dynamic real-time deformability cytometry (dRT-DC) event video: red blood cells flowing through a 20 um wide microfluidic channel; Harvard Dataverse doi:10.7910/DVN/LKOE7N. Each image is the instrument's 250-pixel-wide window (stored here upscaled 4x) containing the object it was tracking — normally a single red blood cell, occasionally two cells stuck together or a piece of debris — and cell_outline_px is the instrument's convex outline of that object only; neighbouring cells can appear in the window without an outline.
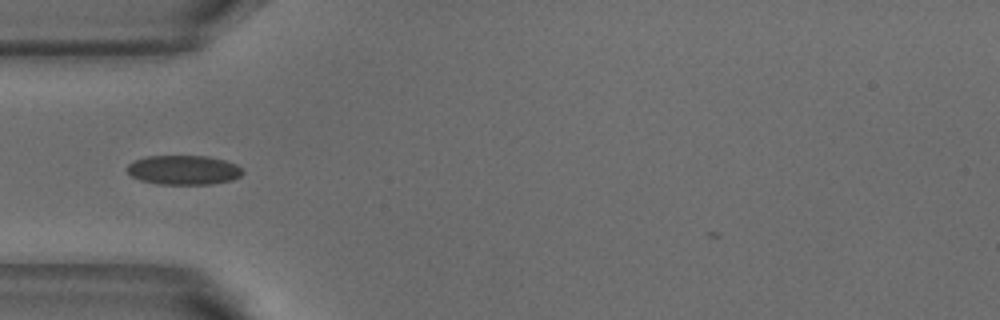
{"species": "common noctule bat (a hibernating species)", "species_latin": "Nyctalus noctula", "temperature_condition": "warm", "stored_images_in_passage": 4, "camera_frame_rate_fps": 3000, "um_per_image_px": 0.085, "animal": {"sex": "male", "body_mass_g": 18.8}, "frame": {"image": 1, "passage_image": 2, "time_ms": 0.333, "image_size_px": [1000, 320], "cell_outline_px": [[244, 172], [240, 176], [232, 180], [212, 184], [156, 184], [140, 180], [132, 176], [124, 168], [128, 164], [136, 160], [148, 156], [208, 156], [224, 160], [236, 164], [244, 168]], "centroid_in_image_um": [15.62, 14.45], "position_along_channel_um": 69.4, "area_um2": 19.94}}
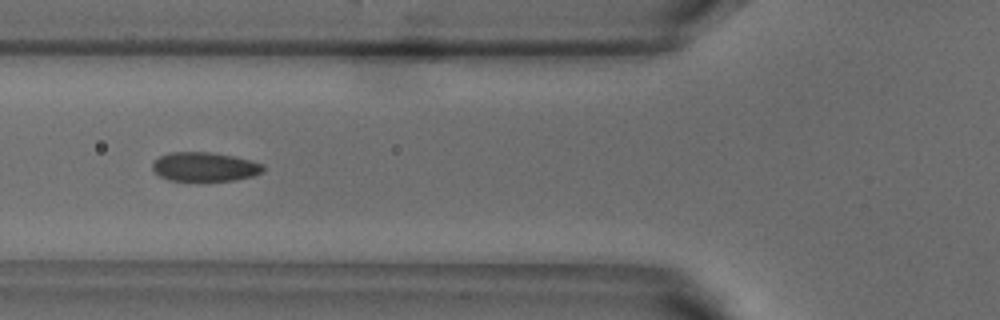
{"frame": {"image": 2, "passage_image": 3, "time_ms": 0.667, "image_size_px": [1000, 320], "cell_outline_px": [[264, 172], [252, 176], [236, 180], [168, 180], [160, 176], [152, 168], [152, 164], [160, 156], [168, 152], [212, 152], [236, 156], [264, 164]], "centroid_in_image_um": [17.43, 14.16], "position_along_channel_um": 108.4, "area_um2": 18.79}}